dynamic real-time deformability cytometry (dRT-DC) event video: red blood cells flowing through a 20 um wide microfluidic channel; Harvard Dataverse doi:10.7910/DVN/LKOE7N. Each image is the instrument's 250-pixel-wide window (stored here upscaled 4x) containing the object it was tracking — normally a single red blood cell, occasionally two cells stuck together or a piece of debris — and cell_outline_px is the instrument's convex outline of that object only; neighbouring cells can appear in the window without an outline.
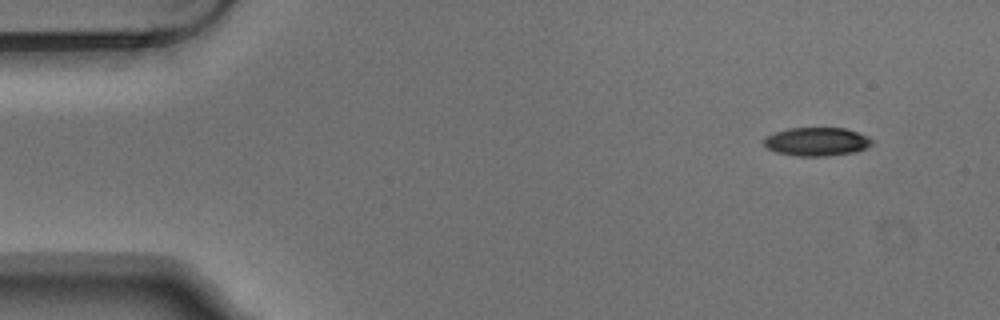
{"species": "Egyptian fruit bat (a non-hibernating species)", "species_latin": "Rousettus aegyptiacus", "temperature_condition": "warm", "stored_images_in_passage": 4, "segment_of_instrument_passage": [1, 2], "camera_frame_rate_fps": 3000, "um_per_image_px": 0.085, "animal": {"sex": "male"}, "frame": {"image": 1, "passage_image": 1, "time_ms": 0.0, "image_size_px": [1000, 320], "cell_outline_px": [[876, 140], [868, 148], [856, 152], [828, 156], [796, 156], [776, 152], [768, 148], [764, 144], [764, 136], [788, 128], [844, 128], [868, 136]], "centroid_in_image_um": [69.46, 12.05], "position_along_channel_um": 15.5, "area_um2": 18.15}}